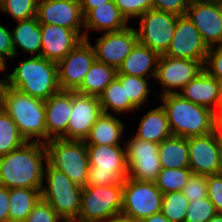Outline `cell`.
<instances>
[{
  "mask_svg": "<svg viewBox=\"0 0 222 222\" xmlns=\"http://www.w3.org/2000/svg\"><path fill=\"white\" fill-rule=\"evenodd\" d=\"M218 212L211 200L206 197L189 202L185 214V222H208Z\"/></svg>",
  "mask_w": 222,
  "mask_h": 222,
  "instance_id": "obj_37",
  "label": "cell"
},
{
  "mask_svg": "<svg viewBox=\"0 0 222 222\" xmlns=\"http://www.w3.org/2000/svg\"><path fill=\"white\" fill-rule=\"evenodd\" d=\"M18 25L11 31L12 44L17 57L18 47L26 53L34 56L41 54V29L37 17L28 20L17 21Z\"/></svg>",
  "mask_w": 222,
  "mask_h": 222,
  "instance_id": "obj_27",
  "label": "cell"
},
{
  "mask_svg": "<svg viewBox=\"0 0 222 222\" xmlns=\"http://www.w3.org/2000/svg\"><path fill=\"white\" fill-rule=\"evenodd\" d=\"M129 22L121 14L114 0L96 6L84 16V39L92 30L112 32L126 28Z\"/></svg>",
  "mask_w": 222,
  "mask_h": 222,
  "instance_id": "obj_23",
  "label": "cell"
},
{
  "mask_svg": "<svg viewBox=\"0 0 222 222\" xmlns=\"http://www.w3.org/2000/svg\"><path fill=\"white\" fill-rule=\"evenodd\" d=\"M0 107L13 119L27 142L47 143L45 100L4 84Z\"/></svg>",
  "mask_w": 222,
  "mask_h": 222,
  "instance_id": "obj_2",
  "label": "cell"
},
{
  "mask_svg": "<svg viewBox=\"0 0 222 222\" xmlns=\"http://www.w3.org/2000/svg\"><path fill=\"white\" fill-rule=\"evenodd\" d=\"M72 111V91L60 90L45 100L47 142L66 140V131Z\"/></svg>",
  "mask_w": 222,
  "mask_h": 222,
  "instance_id": "obj_21",
  "label": "cell"
},
{
  "mask_svg": "<svg viewBox=\"0 0 222 222\" xmlns=\"http://www.w3.org/2000/svg\"><path fill=\"white\" fill-rule=\"evenodd\" d=\"M6 65H7V63H5L4 61H2L0 59V72L5 70ZM5 82H6V75H5V77L3 79L2 78L0 79V83H5Z\"/></svg>",
  "mask_w": 222,
  "mask_h": 222,
  "instance_id": "obj_51",
  "label": "cell"
},
{
  "mask_svg": "<svg viewBox=\"0 0 222 222\" xmlns=\"http://www.w3.org/2000/svg\"><path fill=\"white\" fill-rule=\"evenodd\" d=\"M89 171L87 185L123 184L128 177L125 147L121 145H86Z\"/></svg>",
  "mask_w": 222,
  "mask_h": 222,
  "instance_id": "obj_6",
  "label": "cell"
},
{
  "mask_svg": "<svg viewBox=\"0 0 222 222\" xmlns=\"http://www.w3.org/2000/svg\"><path fill=\"white\" fill-rule=\"evenodd\" d=\"M102 113L98 97L72 91V111L67 126L66 140L85 141Z\"/></svg>",
  "mask_w": 222,
  "mask_h": 222,
  "instance_id": "obj_17",
  "label": "cell"
},
{
  "mask_svg": "<svg viewBox=\"0 0 222 222\" xmlns=\"http://www.w3.org/2000/svg\"><path fill=\"white\" fill-rule=\"evenodd\" d=\"M124 123L113 114L102 113L92 126L86 145H120L124 131Z\"/></svg>",
  "mask_w": 222,
  "mask_h": 222,
  "instance_id": "obj_26",
  "label": "cell"
},
{
  "mask_svg": "<svg viewBox=\"0 0 222 222\" xmlns=\"http://www.w3.org/2000/svg\"><path fill=\"white\" fill-rule=\"evenodd\" d=\"M188 155L193 174L208 176L222 173V160L214 132L190 137Z\"/></svg>",
  "mask_w": 222,
  "mask_h": 222,
  "instance_id": "obj_19",
  "label": "cell"
},
{
  "mask_svg": "<svg viewBox=\"0 0 222 222\" xmlns=\"http://www.w3.org/2000/svg\"><path fill=\"white\" fill-rule=\"evenodd\" d=\"M117 68L95 60L83 78L77 93L99 97L104 89L116 79Z\"/></svg>",
  "mask_w": 222,
  "mask_h": 222,
  "instance_id": "obj_28",
  "label": "cell"
},
{
  "mask_svg": "<svg viewBox=\"0 0 222 222\" xmlns=\"http://www.w3.org/2000/svg\"><path fill=\"white\" fill-rule=\"evenodd\" d=\"M111 0H79L81 5V10L83 16H85L91 9L95 8L96 6H100L104 3H107Z\"/></svg>",
  "mask_w": 222,
  "mask_h": 222,
  "instance_id": "obj_46",
  "label": "cell"
},
{
  "mask_svg": "<svg viewBox=\"0 0 222 222\" xmlns=\"http://www.w3.org/2000/svg\"><path fill=\"white\" fill-rule=\"evenodd\" d=\"M163 193L155 182L137 181L131 178L123 180V198L121 214L137 221L161 212Z\"/></svg>",
  "mask_w": 222,
  "mask_h": 222,
  "instance_id": "obj_9",
  "label": "cell"
},
{
  "mask_svg": "<svg viewBox=\"0 0 222 222\" xmlns=\"http://www.w3.org/2000/svg\"><path fill=\"white\" fill-rule=\"evenodd\" d=\"M213 132H214L215 137L218 142L219 153H220L221 160H222V130H214Z\"/></svg>",
  "mask_w": 222,
  "mask_h": 222,
  "instance_id": "obj_50",
  "label": "cell"
},
{
  "mask_svg": "<svg viewBox=\"0 0 222 222\" xmlns=\"http://www.w3.org/2000/svg\"><path fill=\"white\" fill-rule=\"evenodd\" d=\"M41 29V57L58 63L83 38L71 29L54 24H40Z\"/></svg>",
  "mask_w": 222,
  "mask_h": 222,
  "instance_id": "obj_20",
  "label": "cell"
},
{
  "mask_svg": "<svg viewBox=\"0 0 222 222\" xmlns=\"http://www.w3.org/2000/svg\"><path fill=\"white\" fill-rule=\"evenodd\" d=\"M107 222H141V221H137L120 214L109 219Z\"/></svg>",
  "mask_w": 222,
  "mask_h": 222,
  "instance_id": "obj_49",
  "label": "cell"
},
{
  "mask_svg": "<svg viewBox=\"0 0 222 222\" xmlns=\"http://www.w3.org/2000/svg\"><path fill=\"white\" fill-rule=\"evenodd\" d=\"M0 222H9V189L0 185Z\"/></svg>",
  "mask_w": 222,
  "mask_h": 222,
  "instance_id": "obj_45",
  "label": "cell"
},
{
  "mask_svg": "<svg viewBox=\"0 0 222 222\" xmlns=\"http://www.w3.org/2000/svg\"><path fill=\"white\" fill-rule=\"evenodd\" d=\"M204 69L219 81L222 79V44L208 49Z\"/></svg>",
  "mask_w": 222,
  "mask_h": 222,
  "instance_id": "obj_41",
  "label": "cell"
},
{
  "mask_svg": "<svg viewBox=\"0 0 222 222\" xmlns=\"http://www.w3.org/2000/svg\"><path fill=\"white\" fill-rule=\"evenodd\" d=\"M123 184L82 187L81 209L75 222H107L122 212Z\"/></svg>",
  "mask_w": 222,
  "mask_h": 222,
  "instance_id": "obj_8",
  "label": "cell"
},
{
  "mask_svg": "<svg viewBox=\"0 0 222 222\" xmlns=\"http://www.w3.org/2000/svg\"><path fill=\"white\" fill-rule=\"evenodd\" d=\"M208 222H222V213H217L213 218Z\"/></svg>",
  "mask_w": 222,
  "mask_h": 222,
  "instance_id": "obj_52",
  "label": "cell"
},
{
  "mask_svg": "<svg viewBox=\"0 0 222 222\" xmlns=\"http://www.w3.org/2000/svg\"><path fill=\"white\" fill-rule=\"evenodd\" d=\"M182 192L191 202L196 199H203L207 195V176L200 174H191Z\"/></svg>",
  "mask_w": 222,
  "mask_h": 222,
  "instance_id": "obj_39",
  "label": "cell"
},
{
  "mask_svg": "<svg viewBox=\"0 0 222 222\" xmlns=\"http://www.w3.org/2000/svg\"><path fill=\"white\" fill-rule=\"evenodd\" d=\"M137 42L136 29L128 25L119 31L104 32L92 46L96 60L118 69Z\"/></svg>",
  "mask_w": 222,
  "mask_h": 222,
  "instance_id": "obj_18",
  "label": "cell"
},
{
  "mask_svg": "<svg viewBox=\"0 0 222 222\" xmlns=\"http://www.w3.org/2000/svg\"><path fill=\"white\" fill-rule=\"evenodd\" d=\"M182 91V92H181ZM178 94L216 113L222 103L220 81L203 69Z\"/></svg>",
  "mask_w": 222,
  "mask_h": 222,
  "instance_id": "obj_22",
  "label": "cell"
},
{
  "mask_svg": "<svg viewBox=\"0 0 222 222\" xmlns=\"http://www.w3.org/2000/svg\"><path fill=\"white\" fill-rule=\"evenodd\" d=\"M203 69L204 64L201 61L160 55L155 79L164 88L161 95L178 94Z\"/></svg>",
  "mask_w": 222,
  "mask_h": 222,
  "instance_id": "obj_14",
  "label": "cell"
},
{
  "mask_svg": "<svg viewBox=\"0 0 222 222\" xmlns=\"http://www.w3.org/2000/svg\"><path fill=\"white\" fill-rule=\"evenodd\" d=\"M116 79L124 86L125 101H130L137 110L141 109L148 99L150 87L147 80L150 78L117 74Z\"/></svg>",
  "mask_w": 222,
  "mask_h": 222,
  "instance_id": "obj_32",
  "label": "cell"
},
{
  "mask_svg": "<svg viewBox=\"0 0 222 222\" xmlns=\"http://www.w3.org/2000/svg\"><path fill=\"white\" fill-rule=\"evenodd\" d=\"M208 46L187 15L178 16L173 38L163 54L173 58L201 61L205 64Z\"/></svg>",
  "mask_w": 222,
  "mask_h": 222,
  "instance_id": "obj_15",
  "label": "cell"
},
{
  "mask_svg": "<svg viewBox=\"0 0 222 222\" xmlns=\"http://www.w3.org/2000/svg\"><path fill=\"white\" fill-rule=\"evenodd\" d=\"M95 60L92 44L89 39H83L57 63L60 89L75 91L81 85L84 76Z\"/></svg>",
  "mask_w": 222,
  "mask_h": 222,
  "instance_id": "obj_13",
  "label": "cell"
},
{
  "mask_svg": "<svg viewBox=\"0 0 222 222\" xmlns=\"http://www.w3.org/2000/svg\"><path fill=\"white\" fill-rule=\"evenodd\" d=\"M178 16L154 9L139 17V29L136 28L138 42L151 50L164 54L173 38Z\"/></svg>",
  "mask_w": 222,
  "mask_h": 222,
  "instance_id": "obj_10",
  "label": "cell"
},
{
  "mask_svg": "<svg viewBox=\"0 0 222 222\" xmlns=\"http://www.w3.org/2000/svg\"><path fill=\"white\" fill-rule=\"evenodd\" d=\"M220 90H221V98H222V79L220 80Z\"/></svg>",
  "mask_w": 222,
  "mask_h": 222,
  "instance_id": "obj_54",
  "label": "cell"
},
{
  "mask_svg": "<svg viewBox=\"0 0 222 222\" xmlns=\"http://www.w3.org/2000/svg\"><path fill=\"white\" fill-rule=\"evenodd\" d=\"M160 54L137 42L117 69L118 74L155 78Z\"/></svg>",
  "mask_w": 222,
  "mask_h": 222,
  "instance_id": "obj_24",
  "label": "cell"
},
{
  "mask_svg": "<svg viewBox=\"0 0 222 222\" xmlns=\"http://www.w3.org/2000/svg\"><path fill=\"white\" fill-rule=\"evenodd\" d=\"M121 14L129 22L153 8V0H114Z\"/></svg>",
  "mask_w": 222,
  "mask_h": 222,
  "instance_id": "obj_38",
  "label": "cell"
},
{
  "mask_svg": "<svg viewBox=\"0 0 222 222\" xmlns=\"http://www.w3.org/2000/svg\"><path fill=\"white\" fill-rule=\"evenodd\" d=\"M7 58H15L12 44V33L0 24V59L6 63Z\"/></svg>",
  "mask_w": 222,
  "mask_h": 222,
  "instance_id": "obj_44",
  "label": "cell"
},
{
  "mask_svg": "<svg viewBox=\"0 0 222 222\" xmlns=\"http://www.w3.org/2000/svg\"><path fill=\"white\" fill-rule=\"evenodd\" d=\"M38 0H4L1 7L13 20H28L36 16Z\"/></svg>",
  "mask_w": 222,
  "mask_h": 222,
  "instance_id": "obj_36",
  "label": "cell"
},
{
  "mask_svg": "<svg viewBox=\"0 0 222 222\" xmlns=\"http://www.w3.org/2000/svg\"><path fill=\"white\" fill-rule=\"evenodd\" d=\"M5 84L43 100L61 90L57 63L41 56L22 61L11 74H6Z\"/></svg>",
  "mask_w": 222,
  "mask_h": 222,
  "instance_id": "obj_4",
  "label": "cell"
},
{
  "mask_svg": "<svg viewBox=\"0 0 222 222\" xmlns=\"http://www.w3.org/2000/svg\"><path fill=\"white\" fill-rule=\"evenodd\" d=\"M5 83H0V105H1V91H2V87Z\"/></svg>",
  "mask_w": 222,
  "mask_h": 222,
  "instance_id": "obj_53",
  "label": "cell"
},
{
  "mask_svg": "<svg viewBox=\"0 0 222 222\" xmlns=\"http://www.w3.org/2000/svg\"><path fill=\"white\" fill-rule=\"evenodd\" d=\"M98 98L103 113L110 114V110L117 114L127 113L137 109L130 101H125L124 86L117 79L112 81Z\"/></svg>",
  "mask_w": 222,
  "mask_h": 222,
  "instance_id": "obj_31",
  "label": "cell"
},
{
  "mask_svg": "<svg viewBox=\"0 0 222 222\" xmlns=\"http://www.w3.org/2000/svg\"><path fill=\"white\" fill-rule=\"evenodd\" d=\"M186 15L208 48L222 44V7L219 0H190Z\"/></svg>",
  "mask_w": 222,
  "mask_h": 222,
  "instance_id": "obj_12",
  "label": "cell"
},
{
  "mask_svg": "<svg viewBox=\"0 0 222 222\" xmlns=\"http://www.w3.org/2000/svg\"><path fill=\"white\" fill-rule=\"evenodd\" d=\"M45 184L41 198L48 202L65 222H75L81 209L82 186L75 184L62 171L46 162Z\"/></svg>",
  "mask_w": 222,
  "mask_h": 222,
  "instance_id": "obj_5",
  "label": "cell"
},
{
  "mask_svg": "<svg viewBox=\"0 0 222 222\" xmlns=\"http://www.w3.org/2000/svg\"><path fill=\"white\" fill-rule=\"evenodd\" d=\"M189 200L182 191L163 194L161 212L170 222H185Z\"/></svg>",
  "mask_w": 222,
  "mask_h": 222,
  "instance_id": "obj_35",
  "label": "cell"
},
{
  "mask_svg": "<svg viewBox=\"0 0 222 222\" xmlns=\"http://www.w3.org/2000/svg\"><path fill=\"white\" fill-rule=\"evenodd\" d=\"M191 174L190 168H161L155 184L163 194L179 192L185 187Z\"/></svg>",
  "mask_w": 222,
  "mask_h": 222,
  "instance_id": "obj_34",
  "label": "cell"
},
{
  "mask_svg": "<svg viewBox=\"0 0 222 222\" xmlns=\"http://www.w3.org/2000/svg\"><path fill=\"white\" fill-rule=\"evenodd\" d=\"M47 162L79 186L87 185L89 160L85 141L52 139L45 143Z\"/></svg>",
  "mask_w": 222,
  "mask_h": 222,
  "instance_id": "obj_7",
  "label": "cell"
},
{
  "mask_svg": "<svg viewBox=\"0 0 222 222\" xmlns=\"http://www.w3.org/2000/svg\"><path fill=\"white\" fill-rule=\"evenodd\" d=\"M24 222H65L42 198L35 204L33 210Z\"/></svg>",
  "mask_w": 222,
  "mask_h": 222,
  "instance_id": "obj_40",
  "label": "cell"
},
{
  "mask_svg": "<svg viewBox=\"0 0 222 222\" xmlns=\"http://www.w3.org/2000/svg\"><path fill=\"white\" fill-rule=\"evenodd\" d=\"M214 130H222V103L215 113V127Z\"/></svg>",
  "mask_w": 222,
  "mask_h": 222,
  "instance_id": "obj_48",
  "label": "cell"
},
{
  "mask_svg": "<svg viewBox=\"0 0 222 222\" xmlns=\"http://www.w3.org/2000/svg\"><path fill=\"white\" fill-rule=\"evenodd\" d=\"M207 195L218 213H222V173L207 176Z\"/></svg>",
  "mask_w": 222,
  "mask_h": 222,
  "instance_id": "obj_42",
  "label": "cell"
},
{
  "mask_svg": "<svg viewBox=\"0 0 222 222\" xmlns=\"http://www.w3.org/2000/svg\"><path fill=\"white\" fill-rule=\"evenodd\" d=\"M36 17L40 24L71 29L84 39V30H81L84 16L79 0H38Z\"/></svg>",
  "mask_w": 222,
  "mask_h": 222,
  "instance_id": "obj_16",
  "label": "cell"
},
{
  "mask_svg": "<svg viewBox=\"0 0 222 222\" xmlns=\"http://www.w3.org/2000/svg\"><path fill=\"white\" fill-rule=\"evenodd\" d=\"M189 2L190 0H153L152 9L182 16L186 15Z\"/></svg>",
  "mask_w": 222,
  "mask_h": 222,
  "instance_id": "obj_43",
  "label": "cell"
},
{
  "mask_svg": "<svg viewBox=\"0 0 222 222\" xmlns=\"http://www.w3.org/2000/svg\"><path fill=\"white\" fill-rule=\"evenodd\" d=\"M25 142L16 123L0 107V157L21 147Z\"/></svg>",
  "mask_w": 222,
  "mask_h": 222,
  "instance_id": "obj_33",
  "label": "cell"
},
{
  "mask_svg": "<svg viewBox=\"0 0 222 222\" xmlns=\"http://www.w3.org/2000/svg\"><path fill=\"white\" fill-rule=\"evenodd\" d=\"M122 144L126 151L128 178L155 182L161 171L158 143L133 136L127 141H122Z\"/></svg>",
  "mask_w": 222,
  "mask_h": 222,
  "instance_id": "obj_11",
  "label": "cell"
},
{
  "mask_svg": "<svg viewBox=\"0 0 222 222\" xmlns=\"http://www.w3.org/2000/svg\"><path fill=\"white\" fill-rule=\"evenodd\" d=\"M42 189H9V222H24L41 199Z\"/></svg>",
  "mask_w": 222,
  "mask_h": 222,
  "instance_id": "obj_30",
  "label": "cell"
},
{
  "mask_svg": "<svg viewBox=\"0 0 222 222\" xmlns=\"http://www.w3.org/2000/svg\"><path fill=\"white\" fill-rule=\"evenodd\" d=\"M160 96L172 135L190 138L204 136L214 131L213 111L186 100L179 94Z\"/></svg>",
  "mask_w": 222,
  "mask_h": 222,
  "instance_id": "obj_3",
  "label": "cell"
},
{
  "mask_svg": "<svg viewBox=\"0 0 222 222\" xmlns=\"http://www.w3.org/2000/svg\"><path fill=\"white\" fill-rule=\"evenodd\" d=\"M189 138L171 135L158 144L161 168H189Z\"/></svg>",
  "mask_w": 222,
  "mask_h": 222,
  "instance_id": "obj_29",
  "label": "cell"
},
{
  "mask_svg": "<svg viewBox=\"0 0 222 222\" xmlns=\"http://www.w3.org/2000/svg\"><path fill=\"white\" fill-rule=\"evenodd\" d=\"M171 135L166 112L160 105L149 110L143 116L134 136L141 140L159 144Z\"/></svg>",
  "mask_w": 222,
  "mask_h": 222,
  "instance_id": "obj_25",
  "label": "cell"
},
{
  "mask_svg": "<svg viewBox=\"0 0 222 222\" xmlns=\"http://www.w3.org/2000/svg\"><path fill=\"white\" fill-rule=\"evenodd\" d=\"M3 3H4V0H0V9H1Z\"/></svg>",
  "mask_w": 222,
  "mask_h": 222,
  "instance_id": "obj_55",
  "label": "cell"
},
{
  "mask_svg": "<svg viewBox=\"0 0 222 222\" xmlns=\"http://www.w3.org/2000/svg\"><path fill=\"white\" fill-rule=\"evenodd\" d=\"M47 151L44 143L25 142L0 157V185L11 188L42 189Z\"/></svg>",
  "mask_w": 222,
  "mask_h": 222,
  "instance_id": "obj_1",
  "label": "cell"
},
{
  "mask_svg": "<svg viewBox=\"0 0 222 222\" xmlns=\"http://www.w3.org/2000/svg\"><path fill=\"white\" fill-rule=\"evenodd\" d=\"M142 222H170V221L162 214V212H159L156 214H152L151 216H148Z\"/></svg>",
  "mask_w": 222,
  "mask_h": 222,
  "instance_id": "obj_47",
  "label": "cell"
}]
</instances>
